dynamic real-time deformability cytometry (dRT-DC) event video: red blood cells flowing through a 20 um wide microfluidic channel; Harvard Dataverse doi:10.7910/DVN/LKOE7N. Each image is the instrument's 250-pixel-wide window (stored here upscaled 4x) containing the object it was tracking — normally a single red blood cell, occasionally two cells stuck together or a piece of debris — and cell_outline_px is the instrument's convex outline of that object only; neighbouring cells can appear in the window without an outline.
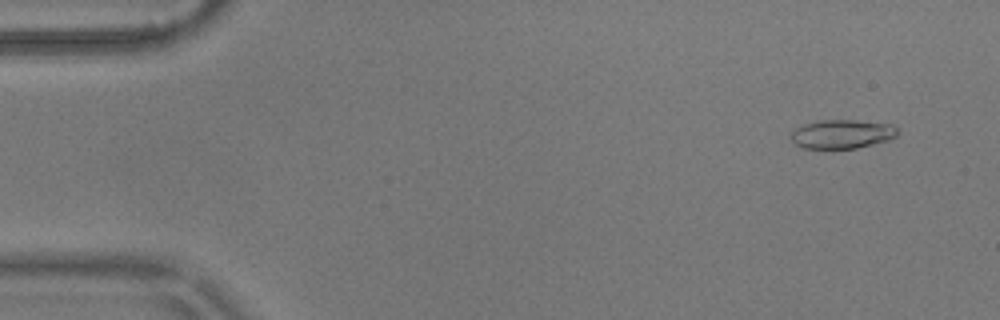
{"species": "common noctule bat (a hibernating species)", "species_latin": "Nyctalus noctula", "temperature_condition": "warm", "stored_images_in_passage": 4, "camera_frame_rate_fps": 3000, "um_per_image_px": 0.085, "animal": {"sex": "male", "body_mass_g": 17.9}, "frame": {"image": 1, "passage_image": 1, "time_ms": 0.0, "image_size_px": [1000, 320], "cell_outline_px": [[900, 132], [896, 136], [888, 140], [856, 148], [804, 148], [796, 144], [792, 140], [792, 132], [796, 128], [804, 124], [816, 120], [856, 120], [892, 124]], "centroid_in_image_um": [71.6, 11.38], "position_along_channel_um": 13.4, "area_um2": 17.86}}